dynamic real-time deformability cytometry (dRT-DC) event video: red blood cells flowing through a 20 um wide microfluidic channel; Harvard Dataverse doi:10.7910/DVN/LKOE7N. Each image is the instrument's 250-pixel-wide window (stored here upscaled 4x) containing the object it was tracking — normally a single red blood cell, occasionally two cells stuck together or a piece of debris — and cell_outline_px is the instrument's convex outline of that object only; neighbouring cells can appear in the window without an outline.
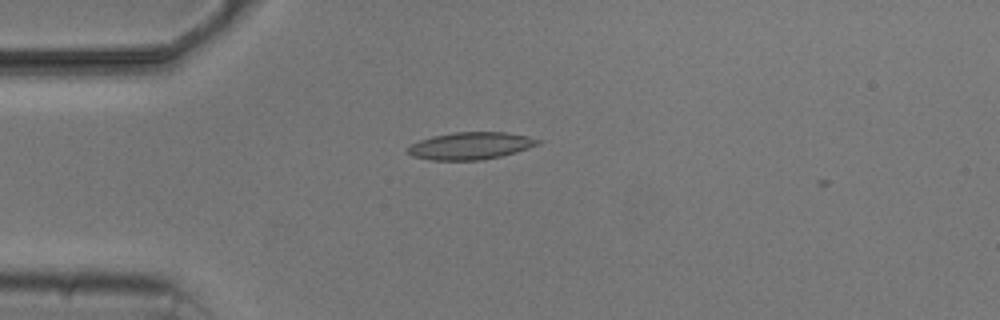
{"species": "common noctule bat (a hibernating species)", "species_latin": "Nyctalus noctula", "temperature_condition": "cold", "stored_images_in_passage": 1, "camera_frame_rate_fps": 3000, "um_per_image_px": 0.085, "animal": {"sex": "male", "body_mass_g": 20.5, "forearm_length_mm": 52.5}, "frame": {"image": 1, "passage_image": 1, "time_ms": 0.0, "image_size_px": [1000, 320], "cell_outline_px": [[544, 140], [540, 144], [516, 152], [500, 156], [480, 160], [432, 160], [412, 156], [404, 152], [404, 148], [420, 140], [432, 136], [452, 132], [508, 132], [528, 136]], "centroid_in_image_um": [39.98, 12.39], "position_along_channel_um": 45.0, "area_um2": 20.92}}